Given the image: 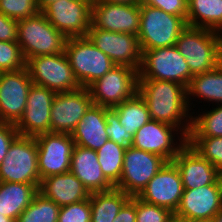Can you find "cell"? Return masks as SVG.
Here are the masks:
<instances>
[{
	"mask_svg": "<svg viewBox=\"0 0 222 222\" xmlns=\"http://www.w3.org/2000/svg\"><path fill=\"white\" fill-rule=\"evenodd\" d=\"M111 109L118 115L119 123L133 136L151 120L147 104L138 92L131 99Z\"/></svg>",
	"mask_w": 222,
	"mask_h": 222,
	"instance_id": "f1b7e54d",
	"label": "cell"
},
{
	"mask_svg": "<svg viewBox=\"0 0 222 222\" xmlns=\"http://www.w3.org/2000/svg\"><path fill=\"white\" fill-rule=\"evenodd\" d=\"M187 25L218 31L222 29V0H187Z\"/></svg>",
	"mask_w": 222,
	"mask_h": 222,
	"instance_id": "83f0119b",
	"label": "cell"
},
{
	"mask_svg": "<svg viewBox=\"0 0 222 222\" xmlns=\"http://www.w3.org/2000/svg\"><path fill=\"white\" fill-rule=\"evenodd\" d=\"M187 143L188 138L176 127L150 120L136 131L131 146L171 162Z\"/></svg>",
	"mask_w": 222,
	"mask_h": 222,
	"instance_id": "8fae6325",
	"label": "cell"
},
{
	"mask_svg": "<svg viewBox=\"0 0 222 222\" xmlns=\"http://www.w3.org/2000/svg\"><path fill=\"white\" fill-rule=\"evenodd\" d=\"M110 108L92 104L71 133L75 145L97 151L109 139L105 131Z\"/></svg>",
	"mask_w": 222,
	"mask_h": 222,
	"instance_id": "cb8c5ba5",
	"label": "cell"
},
{
	"mask_svg": "<svg viewBox=\"0 0 222 222\" xmlns=\"http://www.w3.org/2000/svg\"><path fill=\"white\" fill-rule=\"evenodd\" d=\"M193 75L218 67L220 62L217 31L188 26L178 37L176 45Z\"/></svg>",
	"mask_w": 222,
	"mask_h": 222,
	"instance_id": "3957f363",
	"label": "cell"
},
{
	"mask_svg": "<svg viewBox=\"0 0 222 222\" xmlns=\"http://www.w3.org/2000/svg\"><path fill=\"white\" fill-rule=\"evenodd\" d=\"M59 209L53 200L38 192L16 222H57Z\"/></svg>",
	"mask_w": 222,
	"mask_h": 222,
	"instance_id": "1f68e13d",
	"label": "cell"
},
{
	"mask_svg": "<svg viewBox=\"0 0 222 222\" xmlns=\"http://www.w3.org/2000/svg\"><path fill=\"white\" fill-rule=\"evenodd\" d=\"M26 68L33 84L46 87L55 93L81 88L65 52L29 58Z\"/></svg>",
	"mask_w": 222,
	"mask_h": 222,
	"instance_id": "ba28073f",
	"label": "cell"
},
{
	"mask_svg": "<svg viewBox=\"0 0 222 222\" xmlns=\"http://www.w3.org/2000/svg\"><path fill=\"white\" fill-rule=\"evenodd\" d=\"M140 13L137 37L142 51L175 46L179 35L188 27L184 18L141 3Z\"/></svg>",
	"mask_w": 222,
	"mask_h": 222,
	"instance_id": "277c9868",
	"label": "cell"
},
{
	"mask_svg": "<svg viewBox=\"0 0 222 222\" xmlns=\"http://www.w3.org/2000/svg\"><path fill=\"white\" fill-rule=\"evenodd\" d=\"M106 133L110 140L117 143L119 146L128 148L133 143V135L128 133L125 128L119 123L118 115L109 109L106 113Z\"/></svg>",
	"mask_w": 222,
	"mask_h": 222,
	"instance_id": "74e56055",
	"label": "cell"
},
{
	"mask_svg": "<svg viewBox=\"0 0 222 222\" xmlns=\"http://www.w3.org/2000/svg\"><path fill=\"white\" fill-rule=\"evenodd\" d=\"M0 12L16 21L33 17L40 10L36 0H0Z\"/></svg>",
	"mask_w": 222,
	"mask_h": 222,
	"instance_id": "e575fe53",
	"label": "cell"
},
{
	"mask_svg": "<svg viewBox=\"0 0 222 222\" xmlns=\"http://www.w3.org/2000/svg\"><path fill=\"white\" fill-rule=\"evenodd\" d=\"M0 222H16V220L5 216L3 213H0Z\"/></svg>",
	"mask_w": 222,
	"mask_h": 222,
	"instance_id": "7dc6e473",
	"label": "cell"
},
{
	"mask_svg": "<svg viewBox=\"0 0 222 222\" xmlns=\"http://www.w3.org/2000/svg\"><path fill=\"white\" fill-rule=\"evenodd\" d=\"M166 162L157 154L129 146L125 150L120 181L115 188L131 197L138 196Z\"/></svg>",
	"mask_w": 222,
	"mask_h": 222,
	"instance_id": "30bf717a",
	"label": "cell"
},
{
	"mask_svg": "<svg viewBox=\"0 0 222 222\" xmlns=\"http://www.w3.org/2000/svg\"><path fill=\"white\" fill-rule=\"evenodd\" d=\"M18 135L14 124L0 122V165L7 156L10 144Z\"/></svg>",
	"mask_w": 222,
	"mask_h": 222,
	"instance_id": "ab89813d",
	"label": "cell"
},
{
	"mask_svg": "<svg viewBox=\"0 0 222 222\" xmlns=\"http://www.w3.org/2000/svg\"><path fill=\"white\" fill-rule=\"evenodd\" d=\"M138 93L147 104L151 120L172 125L188 138L192 113L185 86L173 81L138 80Z\"/></svg>",
	"mask_w": 222,
	"mask_h": 222,
	"instance_id": "6da1fadb",
	"label": "cell"
},
{
	"mask_svg": "<svg viewBox=\"0 0 222 222\" xmlns=\"http://www.w3.org/2000/svg\"><path fill=\"white\" fill-rule=\"evenodd\" d=\"M113 222H136V196L123 205Z\"/></svg>",
	"mask_w": 222,
	"mask_h": 222,
	"instance_id": "b9f144b4",
	"label": "cell"
},
{
	"mask_svg": "<svg viewBox=\"0 0 222 222\" xmlns=\"http://www.w3.org/2000/svg\"><path fill=\"white\" fill-rule=\"evenodd\" d=\"M56 93L46 87L32 84L23 116L15 125L19 135L35 137L50 133L52 103Z\"/></svg>",
	"mask_w": 222,
	"mask_h": 222,
	"instance_id": "ffe728a7",
	"label": "cell"
},
{
	"mask_svg": "<svg viewBox=\"0 0 222 222\" xmlns=\"http://www.w3.org/2000/svg\"><path fill=\"white\" fill-rule=\"evenodd\" d=\"M212 222H222V207L216 213V215L212 218Z\"/></svg>",
	"mask_w": 222,
	"mask_h": 222,
	"instance_id": "bcb514c9",
	"label": "cell"
},
{
	"mask_svg": "<svg viewBox=\"0 0 222 222\" xmlns=\"http://www.w3.org/2000/svg\"><path fill=\"white\" fill-rule=\"evenodd\" d=\"M201 106L192 114L191 131L188 137H222V104L214 105L211 109H209L210 104H204L208 108Z\"/></svg>",
	"mask_w": 222,
	"mask_h": 222,
	"instance_id": "f546056e",
	"label": "cell"
},
{
	"mask_svg": "<svg viewBox=\"0 0 222 222\" xmlns=\"http://www.w3.org/2000/svg\"><path fill=\"white\" fill-rule=\"evenodd\" d=\"M18 21L0 12V41L17 42Z\"/></svg>",
	"mask_w": 222,
	"mask_h": 222,
	"instance_id": "60d3db41",
	"label": "cell"
},
{
	"mask_svg": "<svg viewBox=\"0 0 222 222\" xmlns=\"http://www.w3.org/2000/svg\"><path fill=\"white\" fill-rule=\"evenodd\" d=\"M26 67V60L18 42L0 41V73L18 71Z\"/></svg>",
	"mask_w": 222,
	"mask_h": 222,
	"instance_id": "836d02e7",
	"label": "cell"
},
{
	"mask_svg": "<svg viewBox=\"0 0 222 222\" xmlns=\"http://www.w3.org/2000/svg\"><path fill=\"white\" fill-rule=\"evenodd\" d=\"M89 198L90 222H113L131 196L114 187L108 191L92 192Z\"/></svg>",
	"mask_w": 222,
	"mask_h": 222,
	"instance_id": "4316f807",
	"label": "cell"
},
{
	"mask_svg": "<svg viewBox=\"0 0 222 222\" xmlns=\"http://www.w3.org/2000/svg\"><path fill=\"white\" fill-rule=\"evenodd\" d=\"M221 207L222 176L214 184L184 189L174 218L178 220H212Z\"/></svg>",
	"mask_w": 222,
	"mask_h": 222,
	"instance_id": "d6986e66",
	"label": "cell"
},
{
	"mask_svg": "<svg viewBox=\"0 0 222 222\" xmlns=\"http://www.w3.org/2000/svg\"><path fill=\"white\" fill-rule=\"evenodd\" d=\"M67 40L42 12L18 21L17 42L26 61L32 57L64 53Z\"/></svg>",
	"mask_w": 222,
	"mask_h": 222,
	"instance_id": "7a4b0ae2",
	"label": "cell"
},
{
	"mask_svg": "<svg viewBox=\"0 0 222 222\" xmlns=\"http://www.w3.org/2000/svg\"><path fill=\"white\" fill-rule=\"evenodd\" d=\"M69 171L83 183L90 193L114 188L103 175L97 152L92 149L74 145Z\"/></svg>",
	"mask_w": 222,
	"mask_h": 222,
	"instance_id": "603a6c76",
	"label": "cell"
},
{
	"mask_svg": "<svg viewBox=\"0 0 222 222\" xmlns=\"http://www.w3.org/2000/svg\"><path fill=\"white\" fill-rule=\"evenodd\" d=\"M188 144L222 173V137H188Z\"/></svg>",
	"mask_w": 222,
	"mask_h": 222,
	"instance_id": "d6a6232c",
	"label": "cell"
},
{
	"mask_svg": "<svg viewBox=\"0 0 222 222\" xmlns=\"http://www.w3.org/2000/svg\"><path fill=\"white\" fill-rule=\"evenodd\" d=\"M140 3L154 8L162 9L168 14L182 17L185 20L187 19V0H140Z\"/></svg>",
	"mask_w": 222,
	"mask_h": 222,
	"instance_id": "f35d334b",
	"label": "cell"
},
{
	"mask_svg": "<svg viewBox=\"0 0 222 222\" xmlns=\"http://www.w3.org/2000/svg\"><path fill=\"white\" fill-rule=\"evenodd\" d=\"M86 36L116 65H125L139 71L142 50L137 36L105 31L95 27H90Z\"/></svg>",
	"mask_w": 222,
	"mask_h": 222,
	"instance_id": "5bb4252c",
	"label": "cell"
},
{
	"mask_svg": "<svg viewBox=\"0 0 222 222\" xmlns=\"http://www.w3.org/2000/svg\"><path fill=\"white\" fill-rule=\"evenodd\" d=\"M32 84L26 67L0 73V122L18 123L24 114Z\"/></svg>",
	"mask_w": 222,
	"mask_h": 222,
	"instance_id": "9a60e30c",
	"label": "cell"
},
{
	"mask_svg": "<svg viewBox=\"0 0 222 222\" xmlns=\"http://www.w3.org/2000/svg\"><path fill=\"white\" fill-rule=\"evenodd\" d=\"M92 104L90 92L84 87L56 93L51 109L50 133L71 134Z\"/></svg>",
	"mask_w": 222,
	"mask_h": 222,
	"instance_id": "e0dca14e",
	"label": "cell"
},
{
	"mask_svg": "<svg viewBox=\"0 0 222 222\" xmlns=\"http://www.w3.org/2000/svg\"><path fill=\"white\" fill-rule=\"evenodd\" d=\"M93 0H58L42 13L67 38L86 36L91 26Z\"/></svg>",
	"mask_w": 222,
	"mask_h": 222,
	"instance_id": "7c38bea8",
	"label": "cell"
},
{
	"mask_svg": "<svg viewBox=\"0 0 222 222\" xmlns=\"http://www.w3.org/2000/svg\"><path fill=\"white\" fill-rule=\"evenodd\" d=\"M38 191L59 207L89 199L91 194L70 171L42 179Z\"/></svg>",
	"mask_w": 222,
	"mask_h": 222,
	"instance_id": "7402d4cb",
	"label": "cell"
},
{
	"mask_svg": "<svg viewBox=\"0 0 222 222\" xmlns=\"http://www.w3.org/2000/svg\"><path fill=\"white\" fill-rule=\"evenodd\" d=\"M140 18V3L134 5L111 4L93 0L90 27L138 36Z\"/></svg>",
	"mask_w": 222,
	"mask_h": 222,
	"instance_id": "2e32d148",
	"label": "cell"
},
{
	"mask_svg": "<svg viewBox=\"0 0 222 222\" xmlns=\"http://www.w3.org/2000/svg\"><path fill=\"white\" fill-rule=\"evenodd\" d=\"M38 192L35 184L0 181V213L17 221Z\"/></svg>",
	"mask_w": 222,
	"mask_h": 222,
	"instance_id": "484cf974",
	"label": "cell"
},
{
	"mask_svg": "<svg viewBox=\"0 0 222 222\" xmlns=\"http://www.w3.org/2000/svg\"><path fill=\"white\" fill-rule=\"evenodd\" d=\"M37 142L40 179L69 172L74 141L68 133H43Z\"/></svg>",
	"mask_w": 222,
	"mask_h": 222,
	"instance_id": "4fadbf2b",
	"label": "cell"
},
{
	"mask_svg": "<svg viewBox=\"0 0 222 222\" xmlns=\"http://www.w3.org/2000/svg\"><path fill=\"white\" fill-rule=\"evenodd\" d=\"M170 222H182L181 220H178L176 218H173Z\"/></svg>",
	"mask_w": 222,
	"mask_h": 222,
	"instance_id": "681fc988",
	"label": "cell"
},
{
	"mask_svg": "<svg viewBox=\"0 0 222 222\" xmlns=\"http://www.w3.org/2000/svg\"><path fill=\"white\" fill-rule=\"evenodd\" d=\"M219 38L220 62L222 64V29L217 31Z\"/></svg>",
	"mask_w": 222,
	"mask_h": 222,
	"instance_id": "f6af8a7d",
	"label": "cell"
},
{
	"mask_svg": "<svg viewBox=\"0 0 222 222\" xmlns=\"http://www.w3.org/2000/svg\"><path fill=\"white\" fill-rule=\"evenodd\" d=\"M37 142L35 137L18 135L10 144L0 165V181L40 186Z\"/></svg>",
	"mask_w": 222,
	"mask_h": 222,
	"instance_id": "52a82bcc",
	"label": "cell"
},
{
	"mask_svg": "<svg viewBox=\"0 0 222 222\" xmlns=\"http://www.w3.org/2000/svg\"><path fill=\"white\" fill-rule=\"evenodd\" d=\"M186 91L187 104L192 114L196 111L193 108H198L195 105L199 106L202 102L212 103L211 107L222 104V64L213 70L194 75Z\"/></svg>",
	"mask_w": 222,
	"mask_h": 222,
	"instance_id": "d4e9b609",
	"label": "cell"
},
{
	"mask_svg": "<svg viewBox=\"0 0 222 222\" xmlns=\"http://www.w3.org/2000/svg\"><path fill=\"white\" fill-rule=\"evenodd\" d=\"M172 162L181 175L183 189H194L214 184L222 173L203 158L188 143L179 151Z\"/></svg>",
	"mask_w": 222,
	"mask_h": 222,
	"instance_id": "44dd1931",
	"label": "cell"
},
{
	"mask_svg": "<svg viewBox=\"0 0 222 222\" xmlns=\"http://www.w3.org/2000/svg\"><path fill=\"white\" fill-rule=\"evenodd\" d=\"M87 89L93 104L114 108L138 92V71L125 65H116Z\"/></svg>",
	"mask_w": 222,
	"mask_h": 222,
	"instance_id": "9c48e42d",
	"label": "cell"
},
{
	"mask_svg": "<svg viewBox=\"0 0 222 222\" xmlns=\"http://www.w3.org/2000/svg\"><path fill=\"white\" fill-rule=\"evenodd\" d=\"M174 213L161 206L146 203L136 196V222H170Z\"/></svg>",
	"mask_w": 222,
	"mask_h": 222,
	"instance_id": "d590c367",
	"label": "cell"
},
{
	"mask_svg": "<svg viewBox=\"0 0 222 222\" xmlns=\"http://www.w3.org/2000/svg\"><path fill=\"white\" fill-rule=\"evenodd\" d=\"M58 0H36V4L40 12H42L49 4L56 2Z\"/></svg>",
	"mask_w": 222,
	"mask_h": 222,
	"instance_id": "ee69618b",
	"label": "cell"
},
{
	"mask_svg": "<svg viewBox=\"0 0 222 222\" xmlns=\"http://www.w3.org/2000/svg\"><path fill=\"white\" fill-rule=\"evenodd\" d=\"M65 54L76 80L84 88L116 66L87 36L68 38Z\"/></svg>",
	"mask_w": 222,
	"mask_h": 222,
	"instance_id": "8992f818",
	"label": "cell"
},
{
	"mask_svg": "<svg viewBox=\"0 0 222 222\" xmlns=\"http://www.w3.org/2000/svg\"><path fill=\"white\" fill-rule=\"evenodd\" d=\"M98 1L107 2L111 4H130V5L140 3V0H98Z\"/></svg>",
	"mask_w": 222,
	"mask_h": 222,
	"instance_id": "7bdbcfd3",
	"label": "cell"
},
{
	"mask_svg": "<svg viewBox=\"0 0 222 222\" xmlns=\"http://www.w3.org/2000/svg\"><path fill=\"white\" fill-rule=\"evenodd\" d=\"M181 175L176 165L166 162L137 196L142 201L175 213L183 194Z\"/></svg>",
	"mask_w": 222,
	"mask_h": 222,
	"instance_id": "ac0fdd59",
	"label": "cell"
},
{
	"mask_svg": "<svg viewBox=\"0 0 222 222\" xmlns=\"http://www.w3.org/2000/svg\"><path fill=\"white\" fill-rule=\"evenodd\" d=\"M182 222H212V220L205 219H190V220H181Z\"/></svg>",
	"mask_w": 222,
	"mask_h": 222,
	"instance_id": "c3c4849f",
	"label": "cell"
},
{
	"mask_svg": "<svg viewBox=\"0 0 222 222\" xmlns=\"http://www.w3.org/2000/svg\"><path fill=\"white\" fill-rule=\"evenodd\" d=\"M193 76L176 46L142 51L138 80L173 81L187 88Z\"/></svg>",
	"mask_w": 222,
	"mask_h": 222,
	"instance_id": "5b68a950",
	"label": "cell"
},
{
	"mask_svg": "<svg viewBox=\"0 0 222 222\" xmlns=\"http://www.w3.org/2000/svg\"><path fill=\"white\" fill-rule=\"evenodd\" d=\"M90 219L91 205L89 198L60 207L57 222H90Z\"/></svg>",
	"mask_w": 222,
	"mask_h": 222,
	"instance_id": "8d00e7d4",
	"label": "cell"
},
{
	"mask_svg": "<svg viewBox=\"0 0 222 222\" xmlns=\"http://www.w3.org/2000/svg\"><path fill=\"white\" fill-rule=\"evenodd\" d=\"M126 148L108 139L97 152L98 162L106 179L115 187L121 177Z\"/></svg>",
	"mask_w": 222,
	"mask_h": 222,
	"instance_id": "4dcf8cb0",
	"label": "cell"
}]
</instances>
